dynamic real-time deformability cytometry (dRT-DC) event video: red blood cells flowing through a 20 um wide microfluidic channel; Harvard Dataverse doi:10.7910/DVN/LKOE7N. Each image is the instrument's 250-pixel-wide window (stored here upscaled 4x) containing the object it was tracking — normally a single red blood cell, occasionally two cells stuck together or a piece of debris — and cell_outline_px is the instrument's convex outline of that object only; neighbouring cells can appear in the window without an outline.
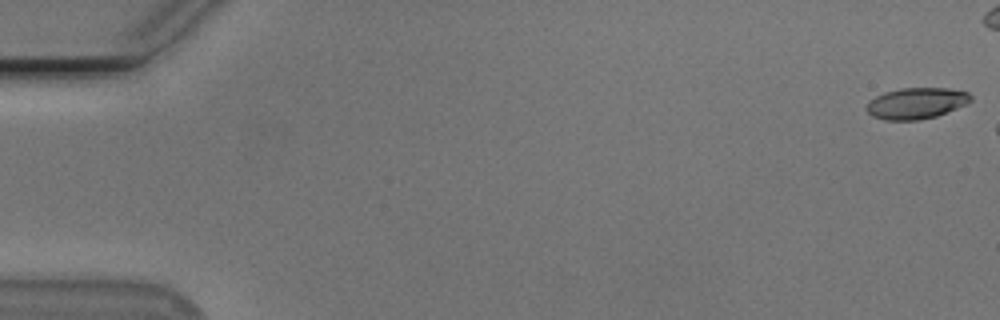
{"species": "Egyptian fruit bat (a non-hibernating species)", "species_latin": "Rousettus aegyptiacus", "temperature_condition": "cold", "stored_images_in_passage": 6, "camera_frame_rate_fps": 3000, "um_per_image_px": 0.085, "animal": {"sex": "male"}, "frame": {"image": 1, "passage_image": 1, "time_ms": 0.0, "image_size_px": [1000, 320], "cell_outline_px": [[972, 100], [956, 108], [936, 116], [916, 120], [884, 120], [872, 116], [864, 108], [868, 100], [884, 92], [900, 88], [948, 88], [968, 92], [972, 96]], "centroid_in_image_um": [77.83, 8.77], "position_along_channel_um": 7.2, "area_um2": 18.96}}